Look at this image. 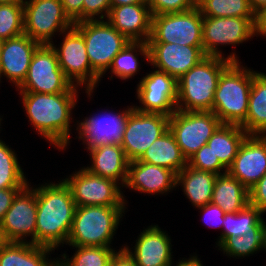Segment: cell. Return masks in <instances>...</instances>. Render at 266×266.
I'll return each mask as SVG.
<instances>
[{"label": "cell", "instance_id": "5b68a950", "mask_svg": "<svg viewBox=\"0 0 266 266\" xmlns=\"http://www.w3.org/2000/svg\"><path fill=\"white\" fill-rule=\"evenodd\" d=\"M125 206H76L69 246L110 247Z\"/></svg>", "mask_w": 266, "mask_h": 266}, {"label": "cell", "instance_id": "7c38bea8", "mask_svg": "<svg viewBox=\"0 0 266 266\" xmlns=\"http://www.w3.org/2000/svg\"><path fill=\"white\" fill-rule=\"evenodd\" d=\"M64 34L65 38L60 48H56L53 42L50 45L56 52L59 66L65 77L77 88L78 85L85 84L86 93L91 97V93L101 79L92 71L84 38L74 27L65 31Z\"/></svg>", "mask_w": 266, "mask_h": 266}, {"label": "cell", "instance_id": "b9f144b4", "mask_svg": "<svg viewBox=\"0 0 266 266\" xmlns=\"http://www.w3.org/2000/svg\"><path fill=\"white\" fill-rule=\"evenodd\" d=\"M198 209L202 210L204 214L203 221L205 224L210 225L209 227L221 228L223 226L225 212L218 205L209 203L205 206L198 207Z\"/></svg>", "mask_w": 266, "mask_h": 266}, {"label": "cell", "instance_id": "836d02e7", "mask_svg": "<svg viewBox=\"0 0 266 266\" xmlns=\"http://www.w3.org/2000/svg\"><path fill=\"white\" fill-rule=\"evenodd\" d=\"M17 155L0 140V189L23 188L27 183Z\"/></svg>", "mask_w": 266, "mask_h": 266}, {"label": "cell", "instance_id": "7402d4cb", "mask_svg": "<svg viewBox=\"0 0 266 266\" xmlns=\"http://www.w3.org/2000/svg\"><path fill=\"white\" fill-rule=\"evenodd\" d=\"M106 20L130 42H148L151 36L152 14L147 3L111 7Z\"/></svg>", "mask_w": 266, "mask_h": 266}, {"label": "cell", "instance_id": "816d5d0a", "mask_svg": "<svg viewBox=\"0 0 266 266\" xmlns=\"http://www.w3.org/2000/svg\"><path fill=\"white\" fill-rule=\"evenodd\" d=\"M49 266H66L63 262H62V260L60 261V260H52V263L49 265Z\"/></svg>", "mask_w": 266, "mask_h": 266}, {"label": "cell", "instance_id": "4dcf8cb0", "mask_svg": "<svg viewBox=\"0 0 266 266\" xmlns=\"http://www.w3.org/2000/svg\"><path fill=\"white\" fill-rule=\"evenodd\" d=\"M263 213L248 204L237 213H225L223 227L217 245L219 246L228 236H244L248 231H264L265 221L261 217Z\"/></svg>", "mask_w": 266, "mask_h": 266}, {"label": "cell", "instance_id": "7bdbcfd3", "mask_svg": "<svg viewBox=\"0 0 266 266\" xmlns=\"http://www.w3.org/2000/svg\"><path fill=\"white\" fill-rule=\"evenodd\" d=\"M64 13L75 24L83 21V1L84 0H60Z\"/></svg>", "mask_w": 266, "mask_h": 266}, {"label": "cell", "instance_id": "d6a6232c", "mask_svg": "<svg viewBox=\"0 0 266 266\" xmlns=\"http://www.w3.org/2000/svg\"><path fill=\"white\" fill-rule=\"evenodd\" d=\"M197 6L202 16L256 18L248 0H202Z\"/></svg>", "mask_w": 266, "mask_h": 266}, {"label": "cell", "instance_id": "277c9868", "mask_svg": "<svg viewBox=\"0 0 266 266\" xmlns=\"http://www.w3.org/2000/svg\"><path fill=\"white\" fill-rule=\"evenodd\" d=\"M240 64L231 62L222 71L215 90L212 112L222 124L241 125L247 117L252 69Z\"/></svg>", "mask_w": 266, "mask_h": 266}, {"label": "cell", "instance_id": "f6af8a7d", "mask_svg": "<svg viewBox=\"0 0 266 266\" xmlns=\"http://www.w3.org/2000/svg\"><path fill=\"white\" fill-rule=\"evenodd\" d=\"M109 266H136V263L126 252V250L124 248H121V250H119L118 252L116 251L115 255L110 261Z\"/></svg>", "mask_w": 266, "mask_h": 266}, {"label": "cell", "instance_id": "30bf717a", "mask_svg": "<svg viewBox=\"0 0 266 266\" xmlns=\"http://www.w3.org/2000/svg\"><path fill=\"white\" fill-rule=\"evenodd\" d=\"M23 6L24 34L40 44H51L55 32L63 34L74 26L60 0H29Z\"/></svg>", "mask_w": 266, "mask_h": 266}, {"label": "cell", "instance_id": "484cf974", "mask_svg": "<svg viewBox=\"0 0 266 266\" xmlns=\"http://www.w3.org/2000/svg\"><path fill=\"white\" fill-rule=\"evenodd\" d=\"M218 175L186 165L176 174V185H181L186 197L196 208L211 203L213 187Z\"/></svg>", "mask_w": 266, "mask_h": 266}, {"label": "cell", "instance_id": "f5cc1de1", "mask_svg": "<svg viewBox=\"0 0 266 266\" xmlns=\"http://www.w3.org/2000/svg\"><path fill=\"white\" fill-rule=\"evenodd\" d=\"M263 249L266 250V223H265V226H264Z\"/></svg>", "mask_w": 266, "mask_h": 266}, {"label": "cell", "instance_id": "4316f807", "mask_svg": "<svg viewBox=\"0 0 266 266\" xmlns=\"http://www.w3.org/2000/svg\"><path fill=\"white\" fill-rule=\"evenodd\" d=\"M139 161L167 168L175 174L187 165V160L170 130L156 139Z\"/></svg>", "mask_w": 266, "mask_h": 266}, {"label": "cell", "instance_id": "ba28073f", "mask_svg": "<svg viewBox=\"0 0 266 266\" xmlns=\"http://www.w3.org/2000/svg\"><path fill=\"white\" fill-rule=\"evenodd\" d=\"M203 16L198 8L152 16L151 36L148 43H176L203 46Z\"/></svg>", "mask_w": 266, "mask_h": 266}, {"label": "cell", "instance_id": "e575fe53", "mask_svg": "<svg viewBox=\"0 0 266 266\" xmlns=\"http://www.w3.org/2000/svg\"><path fill=\"white\" fill-rule=\"evenodd\" d=\"M77 250L69 259L66 254L61 256L66 266H109L115 255L114 248L101 246H73Z\"/></svg>", "mask_w": 266, "mask_h": 266}, {"label": "cell", "instance_id": "74e56055", "mask_svg": "<svg viewBox=\"0 0 266 266\" xmlns=\"http://www.w3.org/2000/svg\"><path fill=\"white\" fill-rule=\"evenodd\" d=\"M187 165L200 171L215 173L216 175L227 173L228 170L219 159H215L211 148L207 144L203 145L187 160ZM223 169L225 170L221 173Z\"/></svg>", "mask_w": 266, "mask_h": 266}, {"label": "cell", "instance_id": "8992f818", "mask_svg": "<svg viewBox=\"0 0 266 266\" xmlns=\"http://www.w3.org/2000/svg\"><path fill=\"white\" fill-rule=\"evenodd\" d=\"M84 38L92 71L102 78L115 56L130 42L107 20H89L73 26Z\"/></svg>", "mask_w": 266, "mask_h": 266}, {"label": "cell", "instance_id": "f35d334b", "mask_svg": "<svg viewBox=\"0 0 266 266\" xmlns=\"http://www.w3.org/2000/svg\"><path fill=\"white\" fill-rule=\"evenodd\" d=\"M146 3L152 16L184 12L197 6L194 0H146Z\"/></svg>", "mask_w": 266, "mask_h": 266}, {"label": "cell", "instance_id": "7dc6e473", "mask_svg": "<svg viewBox=\"0 0 266 266\" xmlns=\"http://www.w3.org/2000/svg\"><path fill=\"white\" fill-rule=\"evenodd\" d=\"M176 266H203L198 256H192L188 260H180Z\"/></svg>", "mask_w": 266, "mask_h": 266}, {"label": "cell", "instance_id": "9c48e42d", "mask_svg": "<svg viewBox=\"0 0 266 266\" xmlns=\"http://www.w3.org/2000/svg\"><path fill=\"white\" fill-rule=\"evenodd\" d=\"M212 111H179L169 117V130L175 136L183 156L188 160L221 125Z\"/></svg>", "mask_w": 266, "mask_h": 266}, {"label": "cell", "instance_id": "3957f363", "mask_svg": "<svg viewBox=\"0 0 266 266\" xmlns=\"http://www.w3.org/2000/svg\"><path fill=\"white\" fill-rule=\"evenodd\" d=\"M231 62H239L235 53L227 58L206 56L178 78L177 110L212 111L220 75Z\"/></svg>", "mask_w": 266, "mask_h": 266}, {"label": "cell", "instance_id": "d590c367", "mask_svg": "<svg viewBox=\"0 0 266 266\" xmlns=\"http://www.w3.org/2000/svg\"><path fill=\"white\" fill-rule=\"evenodd\" d=\"M264 231H248L243 236H228L218 247L230 257H244L263 250Z\"/></svg>", "mask_w": 266, "mask_h": 266}, {"label": "cell", "instance_id": "603a6c76", "mask_svg": "<svg viewBox=\"0 0 266 266\" xmlns=\"http://www.w3.org/2000/svg\"><path fill=\"white\" fill-rule=\"evenodd\" d=\"M124 186L142 193L163 194L177 186L176 174L167 168L134 160L128 164Z\"/></svg>", "mask_w": 266, "mask_h": 266}, {"label": "cell", "instance_id": "f1b7e54d", "mask_svg": "<svg viewBox=\"0 0 266 266\" xmlns=\"http://www.w3.org/2000/svg\"><path fill=\"white\" fill-rule=\"evenodd\" d=\"M211 203L225 213H237L249 204V190L228 172L217 176Z\"/></svg>", "mask_w": 266, "mask_h": 266}, {"label": "cell", "instance_id": "52a82bcc", "mask_svg": "<svg viewBox=\"0 0 266 266\" xmlns=\"http://www.w3.org/2000/svg\"><path fill=\"white\" fill-rule=\"evenodd\" d=\"M64 75L55 50L50 44H41L34 52L28 73L18 87L20 92L45 94L79 93Z\"/></svg>", "mask_w": 266, "mask_h": 266}, {"label": "cell", "instance_id": "cb8c5ba5", "mask_svg": "<svg viewBox=\"0 0 266 266\" xmlns=\"http://www.w3.org/2000/svg\"><path fill=\"white\" fill-rule=\"evenodd\" d=\"M92 164L85 169L92 174L121 181L122 187L127 179L129 161L120 144H107L89 149Z\"/></svg>", "mask_w": 266, "mask_h": 266}, {"label": "cell", "instance_id": "9a60e30c", "mask_svg": "<svg viewBox=\"0 0 266 266\" xmlns=\"http://www.w3.org/2000/svg\"><path fill=\"white\" fill-rule=\"evenodd\" d=\"M256 18L203 16L202 42L206 56H222L221 45H236L255 36Z\"/></svg>", "mask_w": 266, "mask_h": 266}, {"label": "cell", "instance_id": "60d3db41", "mask_svg": "<svg viewBox=\"0 0 266 266\" xmlns=\"http://www.w3.org/2000/svg\"><path fill=\"white\" fill-rule=\"evenodd\" d=\"M249 204L266 212V174L249 190Z\"/></svg>", "mask_w": 266, "mask_h": 266}, {"label": "cell", "instance_id": "2e32d148", "mask_svg": "<svg viewBox=\"0 0 266 266\" xmlns=\"http://www.w3.org/2000/svg\"><path fill=\"white\" fill-rule=\"evenodd\" d=\"M137 97L143 106H133L141 112L161 113L171 116L176 110L177 79L155 69L144 76L137 85Z\"/></svg>", "mask_w": 266, "mask_h": 266}, {"label": "cell", "instance_id": "f907efd6", "mask_svg": "<svg viewBox=\"0 0 266 266\" xmlns=\"http://www.w3.org/2000/svg\"><path fill=\"white\" fill-rule=\"evenodd\" d=\"M27 0H0V4L24 5Z\"/></svg>", "mask_w": 266, "mask_h": 266}, {"label": "cell", "instance_id": "4fadbf2b", "mask_svg": "<svg viewBox=\"0 0 266 266\" xmlns=\"http://www.w3.org/2000/svg\"><path fill=\"white\" fill-rule=\"evenodd\" d=\"M76 206H125L121 183L92 174L85 168L63 179Z\"/></svg>", "mask_w": 266, "mask_h": 266}, {"label": "cell", "instance_id": "7a4b0ae2", "mask_svg": "<svg viewBox=\"0 0 266 266\" xmlns=\"http://www.w3.org/2000/svg\"><path fill=\"white\" fill-rule=\"evenodd\" d=\"M24 111L41 136L55 147L65 149L70 143L71 111L77 103V93L45 94L20 92Z\"/></svg>", "mask_w": 266, "mask_h": 266}, {"label": "cell", "instance_id": "ffe728a7", "mask_svg": "<svg viewBox=\"0 0 266 266\" xmlns=\"http://www.w3.org/2000/svg\"><path fill=\"white\" fill-rule=\"evenodd\" d=\"M40 45L24 33L4 40L0 51V78L6 76L18 88L25 80L32 56Z\"/></svg>", "mask_w": 266, "mask_h": 266}, {"label": "cell", "instance_id": "6da1fadb", "mask_svg": "<svg viewBox=\"0 0 266 266\" xmlns=\"http://www.w3.org/2000/svg\"><path fill=\"white\" fill-rule=\"evenodd\" d=\"M35 245L56 249L67 243L75 212L71 190L61 180L36 188Z\"/></svg>", "mask_w": 266, "mask_h": 266}, {"label": "cell", "instance_id": "83f0119b", "mask_svg": "<svg viewBox=\"0 0 266 266\" xmlns=\"http://www.w3.org/2000/svg\"><path fill=\"white\" fill-rule=\"evenodd\" d=\"M248 135L266 134V74L252 70L246 120L240 125Z\"/></svg>", "mask_w": 266, "mask_h": 266}, {"label": "cell", "instance_id": "11a10c76", "mask_svg": "<svg viewBox=\"0 0 266 266\" xmlns=\"http://www.w3.org/2000/svg\"><path fill=\"white\" fill-rule=\"evenodd\" d=\"M2 44H3V40L0 39V51H1Z\"/></svg>", "mask_w": 266, "mask_h": 266}, {"label": "cell", "instance_id": "1f68e13d", "mask_svg": "<svg viewBox=\"0 0 266 266\" xmlns=\"http://www.w3.org/2000/svg\"><path fill=\"white\" fill-rule=\"evenodd\" d=\"M137 52L149 62L148 42H129L113 59L109 67L112 68L111 73L122 80L137 74L139 68Z\"/></svg>", "mask_w": 266, "mask_h": 266}, {"label": "cell", "instance_id": "d4e9b609", "mask_svg": "<svg viewBox=\"0 0 266 266\" xmlns=\"http://www.w3.org/2000/svg\"><path fill=\"white\" fill-rule=\"evenodd\" d=\"M54 251L31 242L0 241V266H49L47 254Z\"/></svg>", "mask_w": 266, "mask_h": 266}, {"label": "cell", "instance_id": "5bb4252c", "mask_svg": "<svg viewBox=\"0 0 266 266\" xmlns=\"http://www.w3.org/2000/svg\"><path fill=\"white\" fill-rule=\"evenodd\" d=\"M27 183L15 195L12 205L6 212L0 224V241L2 242H29L35 244L36 231V188Z\"/></svg>", "mask_w": 266, "mask_h": 266}, {"label": "cell", "instance_id": "8d00e7d4", "mask_svg": "<svg viewBox=\"0 0 266 266\" xmlns=\"http://www.w3.org/2000/svg\"><path fill=\"white\" fill-rule=\"evenodd\" d=\"M24 33V6L0 4V39L8 40Z\"/></svg>", "mask_w": 266, "mask_h": 266}, {"label": "cell", "instance_id": "8fae6325", "mask_svg": "<svg viewBox=\"0 0 266 266\" xmlns=\"http://www.w3.org/2000/svg\"><path fill=\"white\" fill-rule=\"evenodd\" d=\"M169 117L133 108L125 123L120 146L129 162L139 160L148 147L169 130Z\"/></svg>", "mask_w": 266, "mask_h": 266}, {"label": "cell", "instance_id": "ac0fdd59", "mask_svg": "<svg viewBox=\"0 0 266 266\" xmlns=\"http://www.w3.org/2000/svg\"><path fill=\"white\" fill-rule=\"evenodd\" d=\"M149 63L176 79L206 57L203 46L176 43H148Z\"/></svg>", "mask_w": 266, "mask_h": 266}, {"label": "cell", "instance_id": "44dd1931", "mask_svg": "<svg viewBox=\"0 0 266 266\" xmlns=\"http://www.w3.org/2000/svg\"><path fill=\"white\" fill-rule=\"evenodd\" d=\"M170 236L158 225L149 226L138 236L134 251L123 246L136 266H171L172 250Z\"/></svg>", "mask_w": 266, "mask_h": 266}, {"label": "cell", "instance_id": "e0dca14e", "mask_svg": "<svg viewBox=\"0 0 266 266\" xmlns=\"http://www.w3.org/2000/svg\"><path fill=\"white\" fill-rule=\"evenodd\" d=\"M227 172L250 190L266 174V135H247Z\"/></svg>", "mask_w": 266, "mask_h": 266}, {"label": "cell", "instance_id": "ab89813d", "mask_svg": "<svg viewBox=\"0 0 266 266\" xmlns=\"http://www.w3.org/2000/svg\"><path fill=\"white\" fill-rule=\"evenodd\" d=\"M110 9V0H84L83 21L95 20V16H98V20H104V17H108Z\"/></svg>", "mask_w": 266, "mask_h": 266}, {"label": "cell", "instance_id": "bcb514c9", "mask_svg": "<svg viewBox=\"0 0 266 266\" xmlns=\"http://www.w3.org/2000/svg\"><path fill=\"white\" fill-rule=\"evenodd\" d=\"M255 35L266 36V7L256 14Z\"/></svg>", "mask_w": 266, "mask_h": 266}, {"label": "cell", "instance_id": "681fc988", "mask_svg": "<svg viewBox=\"0 0 266 266\" xmlns=\"http://www.w3.org/2000/svg\"><path fill=\"white\" fill-rule=\"evenodd\" d=\"M111 7L124 6L136 3H146V0H110Z\"/></svg>", "mask_w": 266, "mask_h": 266}, {"label": "cell", "instance_id": "c3c4849f", "mask_svg": "<svg viewBox=\"0 0 266 266\" xmlns=\"http://www.w3.org/2000/svg\"><path fill=\"white\" fill-rule=\"evenodd\" d=\"M253 12L259 13L266 7V0H248Z\"/></svg>", "mask_w": 266, "mask_h": 266}, {"label": "cell", "instance_id": "db71d44e", "mask_svg": "<svg viewBox=\"0 0 266 266\" xmlns=\"http://www.w3.org/2000/svg\"><path fill=\"white\" fill-rule=\"evenodd\" d=\"M196 5H198L202 0H194Z\"/></svg>", "mask_w": 266, "mask_h": 266}, {"label": "cell", "instance_id": "f546056e", "mask_svg": "<svg viewBox=\"0 0 266 266\" xmlns=\"http://www.w3.org/2000/svg\"><path fill=\"white\" fill-rule=\"evenodd\" d=\"M247 135L248 133L240 125L221 124L209 138L207 145L211 148L215 159H219L228 169Z\"/></svg>", "mask_w": 266, "mask_h": 266}, {"label": "cell", "instance_id": "ee69618b", "mask_svg": "<svg viewBox=\"0 0 266 266\" xmlns=\"http://www.w3.org/2000/svg\"><path fill=\"white\" fill-rule=\"evenodd\" d=\"M21 188L0 189V224L4 219L6 212L9 210L16 193Z\"/></svg>", "mask_w": 266, "mask_h": 266}, {"label": "cell", "instance_id": "d6986e66", "mask_svg": "<svg viewBox=\"0 0 266 266\" xmlns=\"http://www.w3.org/2000/svg\"><path fill=\"white\" fill-rule=\"evenodd\" d=\"M132 107L125 109L123 112L113 114H94V116L86 117L84 121L78 124L79 139L87 144L88 150L107 144H120L123 139V132L126 120ZM106 114V115H105Z\"/></svg>", "mask_w": 266, "mask_h": 266}]
</instances>
